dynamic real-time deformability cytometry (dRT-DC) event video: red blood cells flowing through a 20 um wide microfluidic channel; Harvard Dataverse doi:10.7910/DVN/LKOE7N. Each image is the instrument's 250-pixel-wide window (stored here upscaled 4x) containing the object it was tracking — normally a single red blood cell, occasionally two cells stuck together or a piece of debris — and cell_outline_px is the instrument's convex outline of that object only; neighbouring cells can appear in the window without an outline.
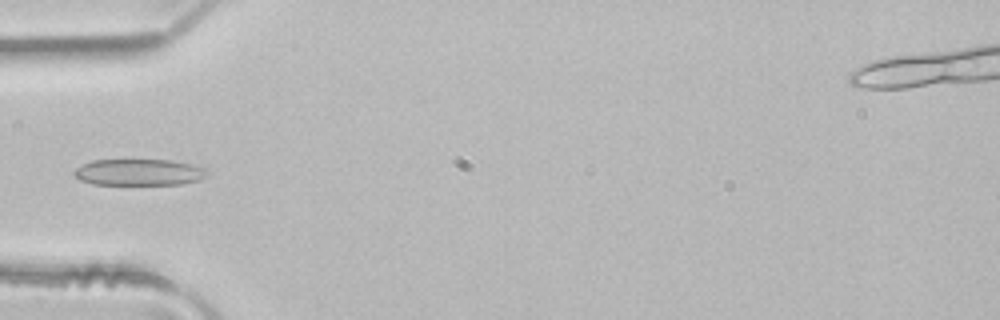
{"species": "common noctule bat (a hibernating species)", "species_latin": "Nyctalus noctula", "temperature_condition": "room temperature", "stored_images_in_passage": 4, "camera_frame_rate_fps": 3000, "um_per_image_px": 0.085, "animal": {"sex": "male", "body_mass_g": 21.5, "forearm_length_mm": 52.0}, "frame": {"image": 1, "passage_image": 4, "time_ms": 1.0, "image_size_px": [1000, 320], "cell_outline_px": [[208, 172], [200, 180], [180, 184], [92, 184], [80, 180], [72, 172], [76, 168], [92, 160], [172, 160], [208, 168]], "centroid_in_image_um": [11.83, 14.64], "position_along_channel_um": 73.2, "area_um2": 20.4}}